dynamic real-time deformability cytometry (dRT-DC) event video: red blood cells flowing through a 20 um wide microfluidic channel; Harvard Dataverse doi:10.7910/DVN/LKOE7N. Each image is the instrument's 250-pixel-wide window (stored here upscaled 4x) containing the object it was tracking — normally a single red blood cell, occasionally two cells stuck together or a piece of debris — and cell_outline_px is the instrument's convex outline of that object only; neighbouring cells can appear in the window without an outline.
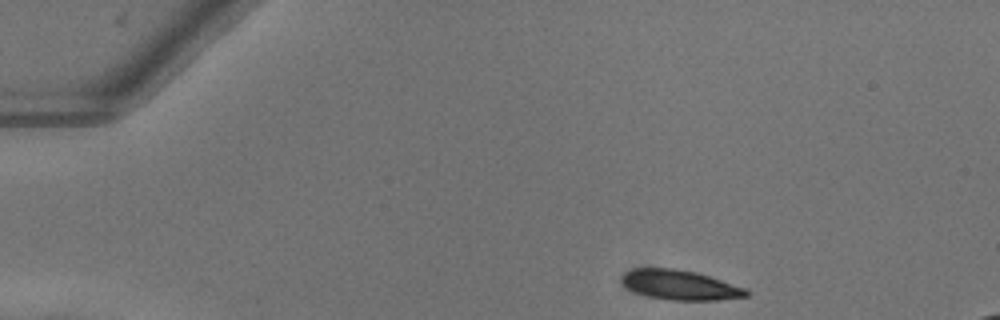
{"species": "common noctule bat (a hibernating species)", "species_latin": "Nyctalus noctula", "temperature_condition": "warm", "stored_images_in_passage": 10, "camera_frame_rate_fps": 3000, "um_per_image_px": 0.085, "animal": {"sex": "female"}, "frame": {"image": 1, "passage_image": 1, "time_ms": 0.0, "image_size_px": [1000, 320], "cell_outline_px": [[748, 296], [716, 300], [672, 300], [648, 296], [636, 292], [628, 288], [620, 280], [624, 272], [636, 268], [672, 268], [696, 272], [748, 288]], "centroid_in_image_um": [57.82, 24.22], "position_along_channel_um": 27.2, "area_um2": 21.5}}
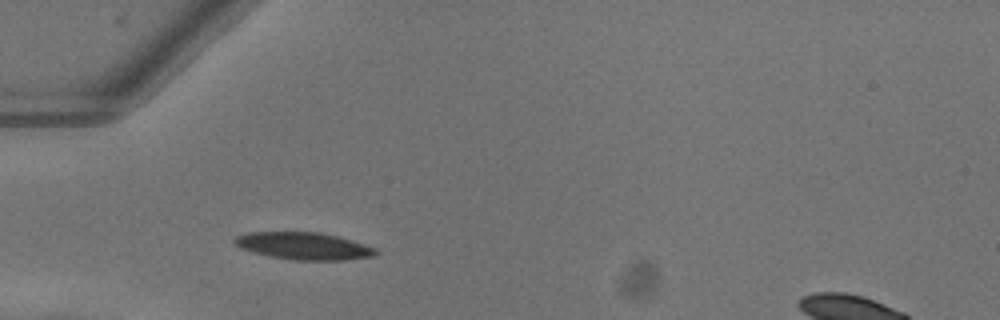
{"frame": {"image": 2, "passage_image": 9, "time_ms": 2.667, "image_size_px": [1000, 320], "cell_outline_px": [[380, 252], [376, 256], [344, 260], [292, 260], [268, 256], [252, 252], [240, 248], [232, 244], [232, 240], [236, 236], [248, 232], [320, 232], [340, 236], [376, 248]], "centroid_in_image_um": [25.81, 20.91], "position_along_channel_um": 59.2, "area_um2": 22.83}}